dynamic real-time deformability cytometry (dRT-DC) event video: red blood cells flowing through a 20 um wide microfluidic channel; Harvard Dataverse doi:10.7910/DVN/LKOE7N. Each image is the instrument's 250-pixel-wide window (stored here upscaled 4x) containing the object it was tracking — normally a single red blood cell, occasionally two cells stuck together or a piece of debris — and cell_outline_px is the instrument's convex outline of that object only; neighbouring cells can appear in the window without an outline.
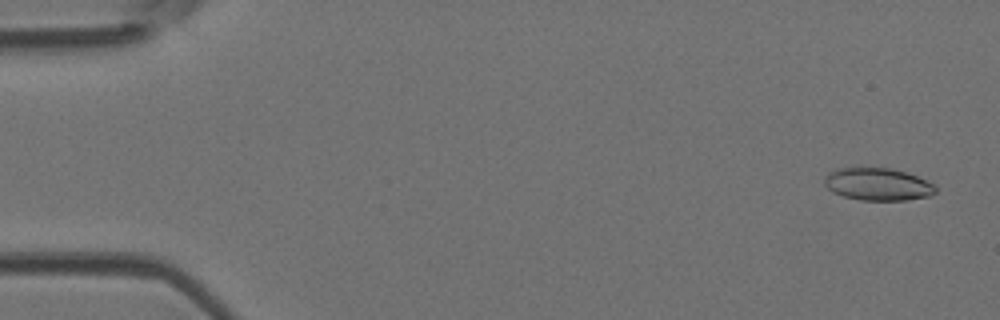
{"species": "Egyptian fruit bat (a non-hibernating species)", "species_latin": "Rousettus aegyptiacus", "temperature_condition": "room temperature", "stored_images_in_passage": 5, "camera_frame_rate_fps": 3000, "um_per_image_px": 0.085, "animal": {"sex": "female"}, "frame": {"image": 1, "passage_image": 1, "time_ms": 0.0, "image_size_px": [1000, 320], "cell_outline_px": [[936, 192], [932, 196], [908, 200], [860, 200], [844, 196], [832, 192], [824, 184], [824, 176], [828, 172], [836, 168], [892, 168], [916, 176], [936, 184]], "centroid_in_image_um": [74.62, 15.66], "position_along_channel_um": 10.4, "area_um2": 21.21}}
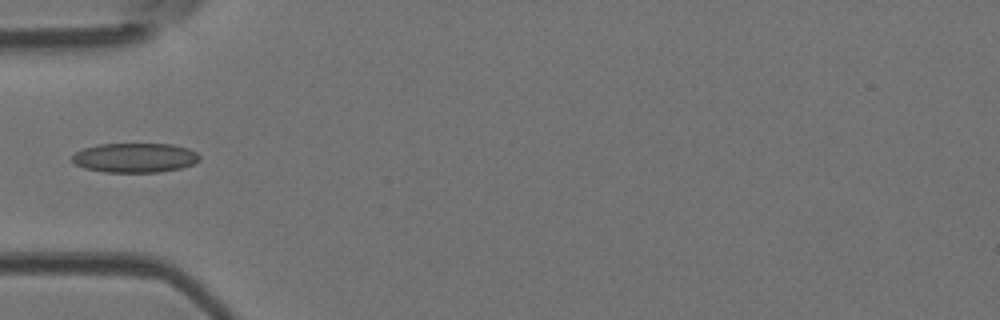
{"frame": {"image": 2, "passage_image": 5, "time_ms": 1.333, "image_size_px": [1000, 320], "cell_outline_px": [[200, 160], [192, 164], [180, 168], [160, 172], [104, 172], [84, 168], [76, 164], [72, 160], [72, 156], [76, 152], [84, 148], [100, 144], [172, 144], [188, 148], [196, 152], [200, 156]], "centroid_in_image_um": [11.48, 13.41], "position_along_channel_um": 73.5, "area_um2": 21.85}}